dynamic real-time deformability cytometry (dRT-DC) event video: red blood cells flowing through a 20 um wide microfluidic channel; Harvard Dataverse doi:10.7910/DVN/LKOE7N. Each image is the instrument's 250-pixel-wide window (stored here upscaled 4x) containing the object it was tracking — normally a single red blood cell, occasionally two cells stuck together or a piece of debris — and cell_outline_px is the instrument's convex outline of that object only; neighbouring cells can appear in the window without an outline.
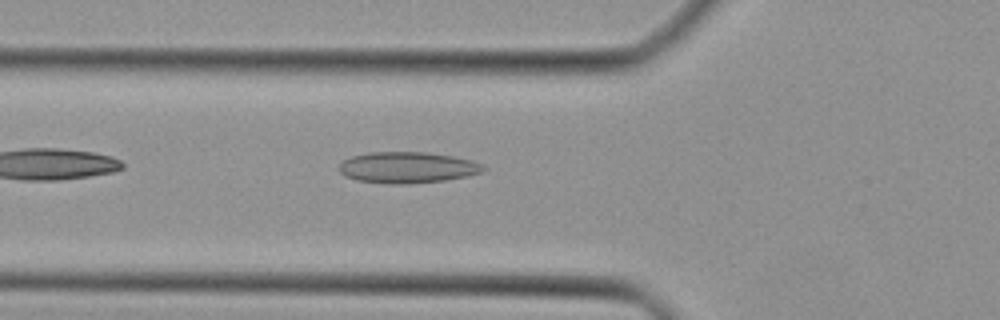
{"species": "Egyptian fruit bat (a non-hibernating species)", "species_latin": "Rousettus aegyptiacus", "temperature_condition": "cold", "stored_images_in_passage": 31, "camera_frame_rate_fps": 3000, "um_per_image_px": 0.085, "animal": {"sex": "female"}, "frame": {"image": 1, "passage_image": 4, "time_ms": 1.0, "image_size_px": [1000, 320], "cell_outline_px": [[488, 168], [480, 172], [468, 176], [444, 180], [408, 184], [392, 184], [356, 180], [344, 176], [340, 172], [340, 164], [344, 160], [352, 156], [368, 152], [428, 152], [452, 156], [472, 160], [484, 164]], "centroid_in_image_um": [34.65, 14.23], "position_along_channel_um": 91.1, "area_um2": 26.3}}
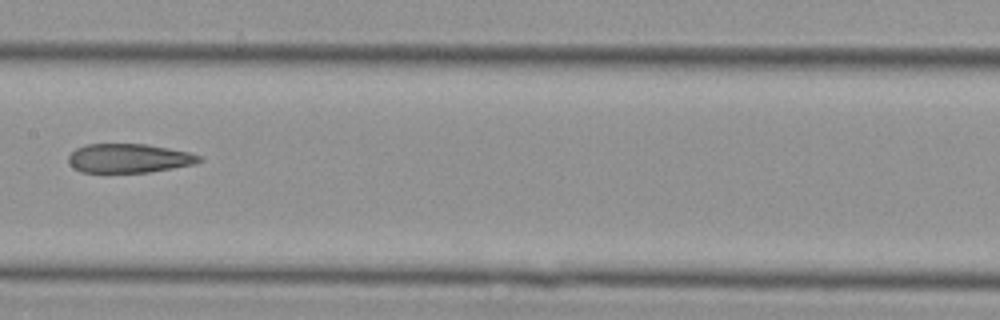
{"frame": {"image": 2, "passage_image": 11, "time_ms": 3.333, "image_size_px": [1000, 320], "cell_outline_px": [[204, 160], [192, 164], [172, 168], [148, 172], [80, 172], [72, 168], [68, 160], [68, 156], [76, 148], [84, 144], [144, 144], [168, 148], [188, 152], [200, 156]], "centroid_in_image_um": [10.91, 13.45], "position_along_channel_um": 196.5, "area_um2": 22.02}}
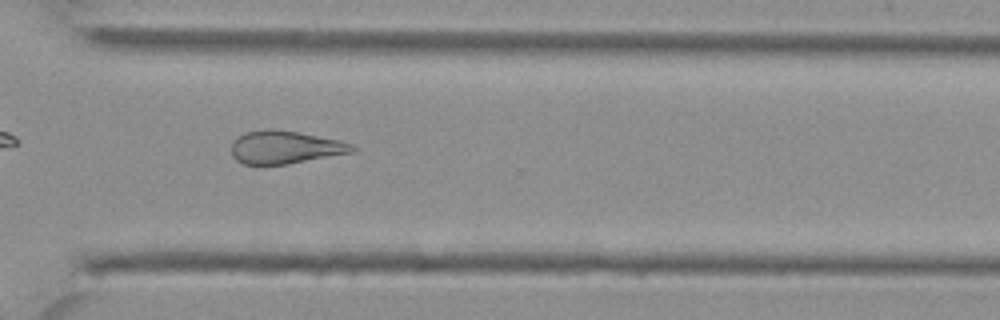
{"frame": {"image": 3, "passage_image": 21, "time_ms": 6.667, "image_size_px": [1000, 320], "cell_outline_px": [[356, 148], [352, 152], [288, 164], [244, 164], [236, 160], [232, 156], [232, 144], [240, 136], [248, 132], [268, 128], [300, 132], [340, 140], [352, 144]], "centroid_in_image_um": [24.25, 12.51], "position_along_channel_um": 346.4, "area_um2": 22.95}}